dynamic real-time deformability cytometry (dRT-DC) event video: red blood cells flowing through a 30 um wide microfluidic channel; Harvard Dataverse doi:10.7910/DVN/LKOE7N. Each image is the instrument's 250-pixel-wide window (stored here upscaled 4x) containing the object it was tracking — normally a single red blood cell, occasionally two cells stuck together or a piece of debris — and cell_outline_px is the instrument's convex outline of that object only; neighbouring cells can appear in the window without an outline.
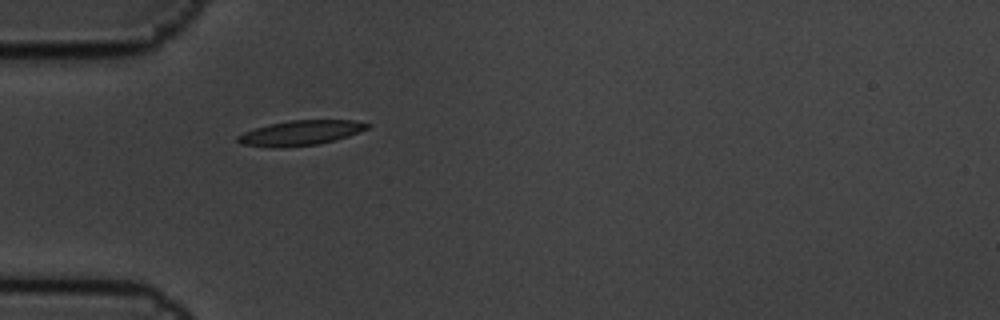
{"species": "common noctule bat (a hibernating species)", "species_latin": "Nyctalus noctula", "temperature_condition": "cold", "stored_images_in_passage": 2, "camera_frame_rate_fps": 3000, "um_per_image_px": 0.085, "animal": {"sex": "male", "body_mass_g": 19.5, "forearm_length_mm": 54.6}, "frame": {"image": 1, "passage_image": 1, "time_ms": 0.0, "image_size_px": [1000, 320], "cell_outline_px": [[372, 124], [368, 128], [348, 136], [316, 144], [280, 148], [268, 148], [240, 144], [236, 140], [236, 136], [244, 132], [268, 124], [288, 120], [356, 120]], "centroid_in_image_um": [25.5, 11.29], "position_along_channel_um": 59.5, "area_um2": 18.9}}